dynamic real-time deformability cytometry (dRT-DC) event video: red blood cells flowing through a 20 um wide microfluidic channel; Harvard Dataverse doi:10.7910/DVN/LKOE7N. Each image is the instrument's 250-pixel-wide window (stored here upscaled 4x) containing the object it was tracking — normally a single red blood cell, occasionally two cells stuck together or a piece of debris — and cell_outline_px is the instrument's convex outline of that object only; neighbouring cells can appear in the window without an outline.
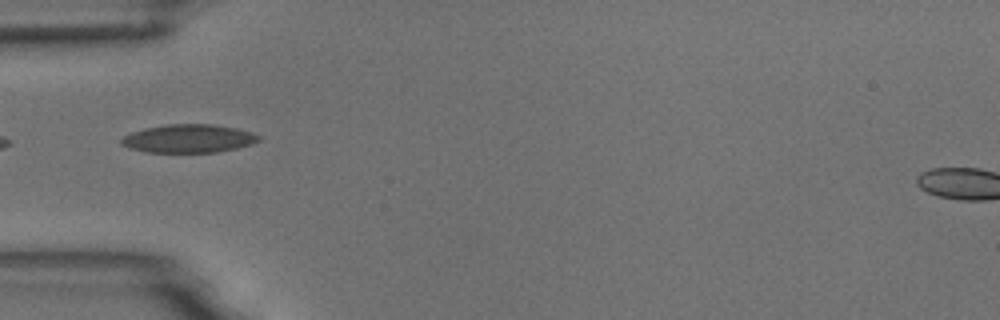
{"species": "common noctule bat (a hibernating species)", "species_latin": "Nyctalus noctula", "temperature_condition": "room temperature", "stored_images_in_passage": 3, "camera_frame_rate_fps": 3000, "um_per_image_px": 0.085, "animal": {"sex": "male", "body_mass_g": 18.8}, "frame": {"image": 1, "passage_image": 2, "time_ms": 1.0, "image_size_px": [1000, 320], "cell_outline_px": [[260, 140], [252, 144], [236, 148], [216, 152], [144, 152], [128, 148], [120, 144], [120, 140], [124, 136], [132, 132], [144, 128], [168, 124], [212, 124], [236, 128], [252, 132], [260, 136]], "centroid_in_image_um": [16.01, 11.78], "position_along_channel_um": 69.0, "area_um2": 22.72}}